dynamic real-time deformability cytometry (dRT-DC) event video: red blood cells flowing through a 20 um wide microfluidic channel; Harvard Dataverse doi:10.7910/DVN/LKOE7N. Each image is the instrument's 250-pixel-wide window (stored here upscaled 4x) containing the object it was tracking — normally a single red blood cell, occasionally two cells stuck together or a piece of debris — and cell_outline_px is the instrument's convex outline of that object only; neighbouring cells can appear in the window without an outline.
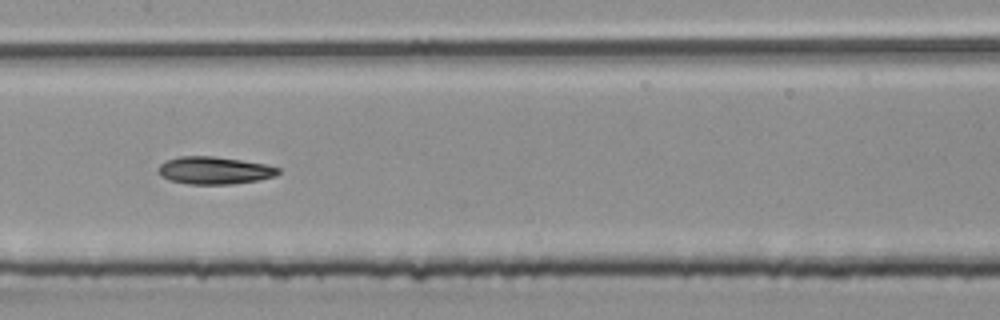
{"species": "common noctule bat (a hibernating species)", "species_latin": "Nyctalus noctula", "temperature_condition": "room temperature", "stored_images_in_passage": 27, "segment_of_instrument_passage": [2, 2], "camera_frame_rate_fps": 3000, "um_per_image_px": 0.085, "animal": {"sex": "male", "body_mass_g": 20.4}, "frame": {"image": 1, "passage_image": 20, "time_ms": 6.333, "image_size_px": [1000, 320], "cell_outline_px": [[280, 172], [276, 176], [256, 180], [232, 184], [188, 184], [168, 180], [160, 176], [156, 172], [156, 168], [164, 160], [180, 156], [212, 156], [240, 160], [264, 164], [280, 168]], "centroid_in_image_um": [18.14, 14.48], "position_along_channel_um": 189.3, "area_um2": 19.36}}
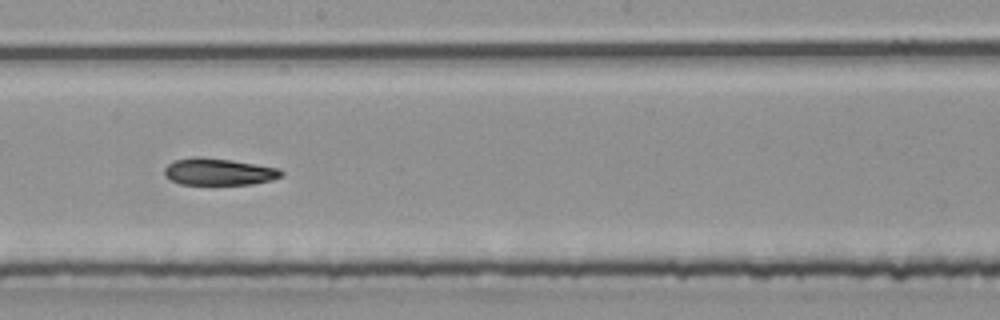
{"frame": {"image": 2, "passage_image": 23, "time_ms": 7.333, "image_size_px": [1000, 320], "cell_outline_px": [[284, 176], [272, 180], [252, 184], [180, 184], [164, 176], [164, 168], [168, 164], [176, 160], [196, 156], [200, 156], [228, 160], [280, 168], [284, 172]], "centroid_in_image_um": [18.61, 14.6], "position_along_channel_um": 229.6, "area_um2": 18.26}}